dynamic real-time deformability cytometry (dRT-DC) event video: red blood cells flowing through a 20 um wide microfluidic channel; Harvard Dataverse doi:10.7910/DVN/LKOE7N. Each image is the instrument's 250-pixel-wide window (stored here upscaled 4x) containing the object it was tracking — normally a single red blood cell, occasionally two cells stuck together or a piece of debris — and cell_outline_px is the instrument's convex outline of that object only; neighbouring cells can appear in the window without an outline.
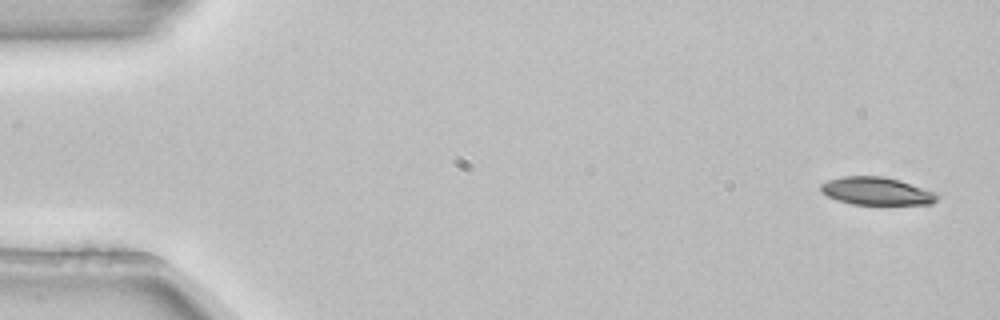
{"species": "common noctule bat (a hibernating species)", "species_latin": "Nyctalus noctula", "temperature_condition": "room temperature", "stored_images_in_passage": 4, "camera_frame_rate_fps": 3000, "um_per_image_px": 0.085, "animal": {"sex": "female", "body_mass_g": 22.7, "forearm_length_mm": 54.2}, "frame": {"image": 1, "passage_image": 1, "time_ms": 0.0, "image_size_px": [1000, 320], "cell_outline_px": [[940, 196], [932, 204], [852, 204], [836, 200], [820, 192], [820, 184], [828, 180], [844, 176], [884, 176], [900, 180], [936, 192]], "centroid_in_image_um": [74.5, 16.24], "position_along_channel_um": 10.5, "area_um2": 18.96}}
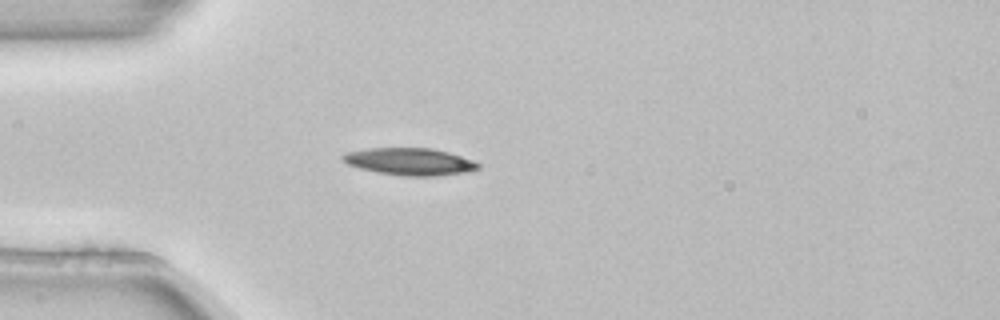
{"frame": {"image": 2, "passage_image": 4, "time_ms": 1.0, "image_size_px": [1000, 320], "cell_outline_px": [[480, 168], [464, 172], [436, 176], [400, 176], [360, 168], [348, 164], [340, 160], [340, 156], [348, 152], [368, 148], [432, 148], [448, 152], [472, 160], [480, 164]], "centroid_in_image_um": [34.81, 13.73], "position_along_channel_um": 50.2, "area_um2": 21.33}}